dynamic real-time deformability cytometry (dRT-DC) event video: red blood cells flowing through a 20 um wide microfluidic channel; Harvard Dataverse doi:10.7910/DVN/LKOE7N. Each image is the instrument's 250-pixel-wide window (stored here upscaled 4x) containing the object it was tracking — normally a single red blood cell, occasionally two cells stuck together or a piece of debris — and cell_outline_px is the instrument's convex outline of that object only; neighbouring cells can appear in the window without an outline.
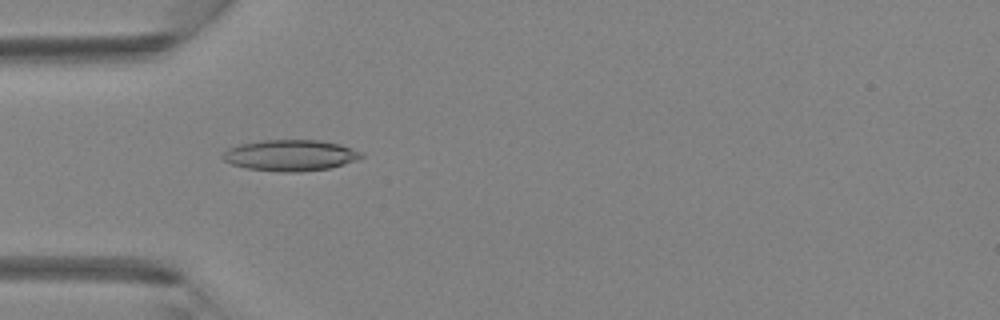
{"species": "Egyptian fruit bat (a non-hibernating species)", "species_latin": "Rousettus aegyptiacus", "temperature_condition": "room temperature", "stored_images_in_passage": 6, "camera_frame_rate_fps": 3000, "um_per_image_px": 0.085, "animal": {"sex": "female"}, "frame": {"image": 1, "passage_image": 4, "time_ms": 1.0, "image_size_px": [1000, 320], "cell_outline_px": [[364, 156], [356, 160], [332, 168], [300, 172], [284, 172], [248, 168], [232, 164], [224, 160], [220, 156], [228, 148], [240, 144], [260, 140], [316, 140], [340, 144], [364, 152]], "centroid_in_image_um": [24.71, 13.2], "position_along_channel_um": 60.3, "area_um2": 25.2}}
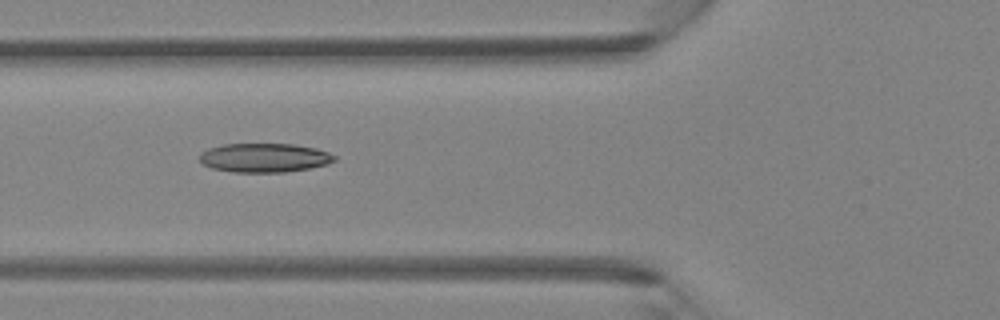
{"frame": {"image": 2, "passage_image": 5, "time_ms": 1.333, "image_size_px": [1000, 320], "cell_outline_px": [[336, 160], [328, 164], [308, 168], [284, 172], [232, 172], [212, 168], [204, 164], [200, 160], [200, 152], [208, 148], [224, 144], [296, 144], [316, 148], [328, 152], [336, 156]], "centroid_in_image_um": [22.48, 13.4], "position_along_channel_um": 103.3, "area_um2": 22.83}}
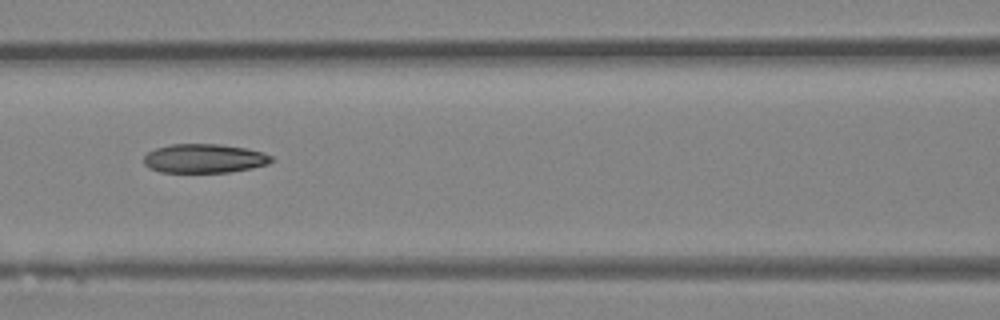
{"frame": {"image": 3, "passage_image": 6, "time_ms": 1.667, "image_size_px": [1000, 320], "cell_outline_px": [[272, 160], [268, 164], [252, 168], [228, 172], [160, 172], [148, 168], [144, 164], [144, 156], [148, 152], [156, 148], [172, 144], [220, 144], [248, 148], [264, 152], [272, 156]], "centroid_in_image_um": [17.37, 13.46], "position_along_channel_um": 149.2, "area_um2": 21.68}}